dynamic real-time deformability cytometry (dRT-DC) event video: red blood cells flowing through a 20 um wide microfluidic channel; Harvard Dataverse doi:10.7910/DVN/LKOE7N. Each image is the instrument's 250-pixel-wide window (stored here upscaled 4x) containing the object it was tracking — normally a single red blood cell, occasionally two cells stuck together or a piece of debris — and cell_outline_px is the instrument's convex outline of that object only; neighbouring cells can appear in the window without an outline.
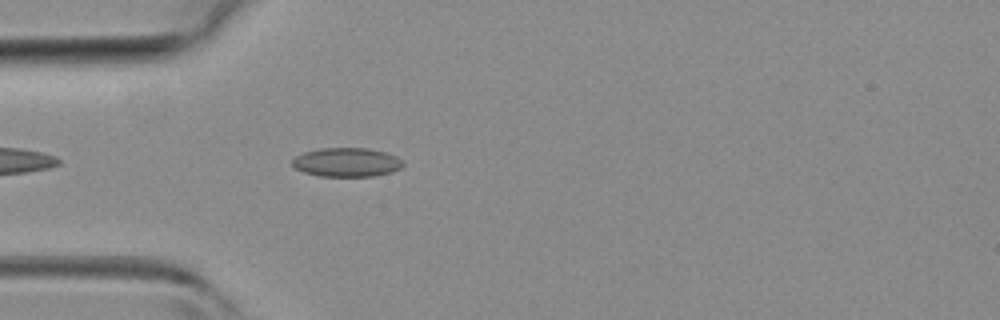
{"species": "common noctule bat (a hibernating species)", "species_latin": "Nyctalus noctula", "temperature_condition": "room temperature", "stored_images_in_passage": 28, "camera_frame_rate_fps": 3000, "um_per_image_px": 0.085, "animal": {"sex": "female", "body_mass_g": 19.3, "forearm_length_mm": 54.1}, "frame": {"image": 1, "passage_image": 3, "time_ms": 0.667, "image_size_px": [1000, 320], "cell_outline_px": [[404, 164], [400, 168], [392, 172], [372, 176], [320, 176], [304, 172], [296, 168], [292, 164], [292, 160], [296, 156], [304, 152], [320, 148], [368, 148], [384, 152], [396, 156]], "centroid_in_image_um": [29.46, 13.79], "position_along_channel_um": 55.5, "area_um2": 18.55}}
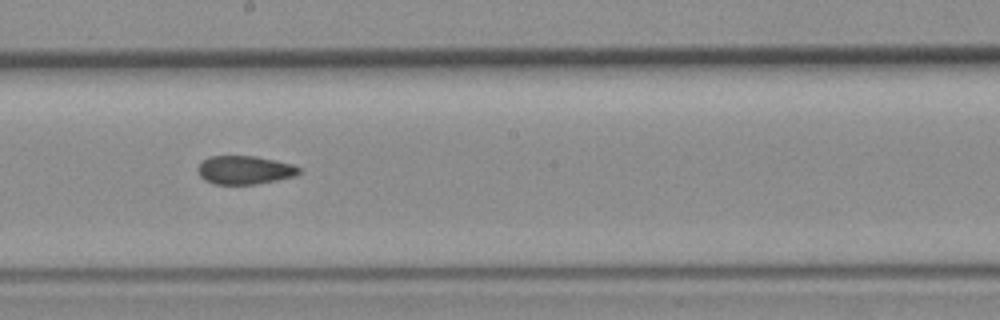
{"frame": {"image": 2, "passage_image": 14, "time_ms": 4.333, "image_size_px": [1000, 320], "cell_outline_px": [[300, 172], [296, 176], [256, 184], [212, 184], [204, 180], [200, 176], [196, 168], [204, 160], [212, 156], [256, 156], [292, 164], [300, 168]], "centroid_in_image_um": [20.78, 14.46], "position_along_channel_um": 227.4, "area_um2": 16.76}}
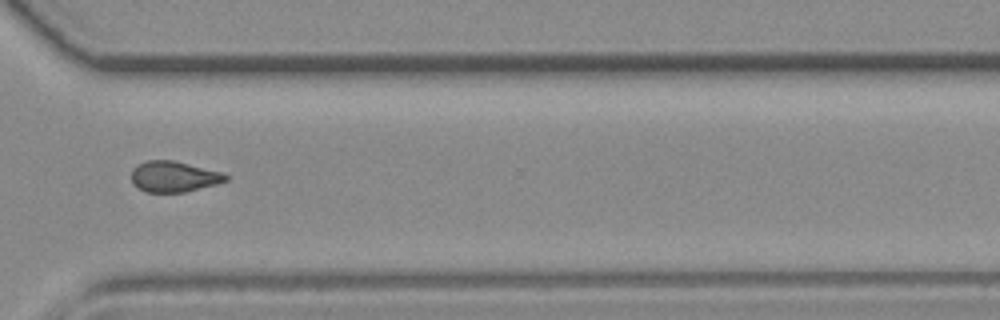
{"frame": {"image": 3, "passage_image": 22, "time_ms": 7.0, "image_size_px": [1000, 320], "cell_outline_px": [[228, 180], [216, 184], [184, 192], [144, 192], [132, 184], [132, 168], [148, 160], [172, 160], [224, 172], [228, 176]], "centroid_in_image_um": [14.78, 15.01], "position_along_channel_um": 355.8, "area_um2": 16.94}}